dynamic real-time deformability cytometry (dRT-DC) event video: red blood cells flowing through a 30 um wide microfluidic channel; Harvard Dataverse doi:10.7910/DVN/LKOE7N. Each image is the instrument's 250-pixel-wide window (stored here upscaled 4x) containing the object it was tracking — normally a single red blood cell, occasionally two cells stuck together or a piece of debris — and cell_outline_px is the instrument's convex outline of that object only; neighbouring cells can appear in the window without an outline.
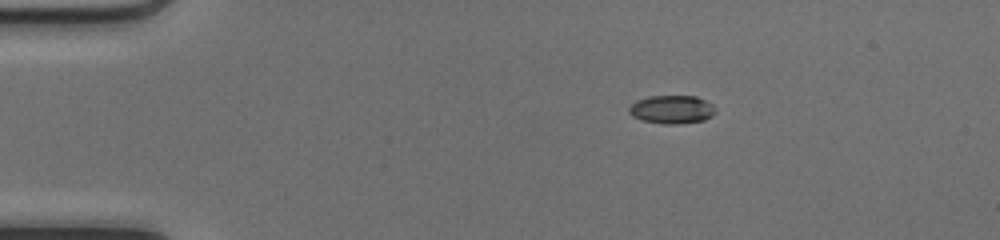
{"species": "common noctule bat (a hibernating species)", "species_latin": "Nyctalus noctula", "temperature_condition": "cold", "stored_images_in_passage": 42, "camera_frame_rate_fps": 3000, "um_per_image_px": 0.085, "animal": {"sex": "female", "body_mass_g": 17.0, "forearm_length_mm": 48.0}, "frame": {"image": 1, "passage_image": 1, "time_ms": 0.0, "image_size_px": [1000, 240], "cell_outline_px": [[716, 112], [712, 116], [704, 120], [680, 124], [664, 124], [644, 120], [632, 116], [628, 112], [628, 108], [636, 100], [648, 96], [696, 96], [712, 104]], "centroid_in_image_um": [57.1, 9.3], "position_along_channel_um": 27.9, "area_um2": 14.28}}
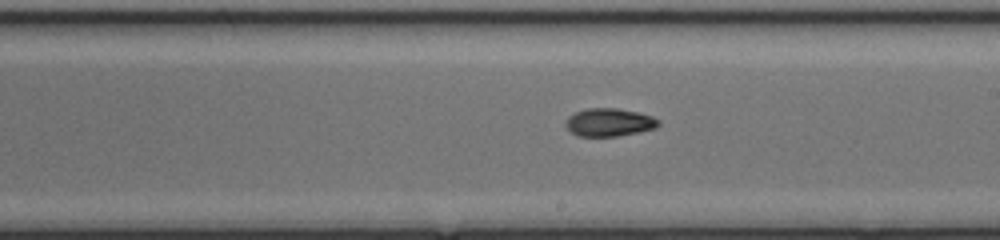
{"frame": {"image": 2, "passage_image": 21, "time_ms": 6.667, "image_size_px": [1000, 240], "cell_outline_px": [[660, 124], [656, 128], [616, 136], [580, 136], [572, 132], [564, 124], [568, 116], [576, 112], [588, 108], [616, 108], [636, 112], [652, 116], [660, 120]], "centroid_in_image_um": [51.78, 10.39], "position_along_channel_um": 237.2, "area_um2": 14.97}}
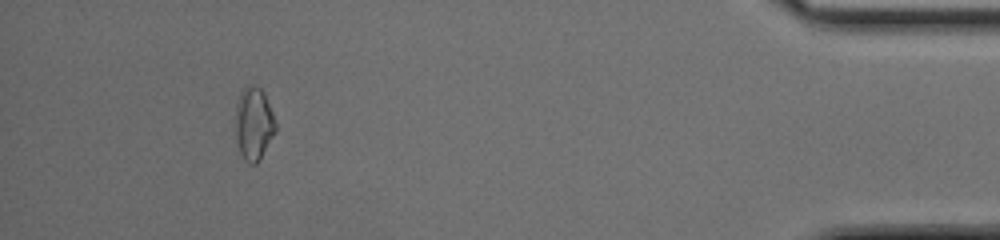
{"frame": {"image": 3, "passage_image": 38, "time_ms": 12.333, "image_size_px": [1000, 240], "cell_outline_px": [[276, 132], [260, 160], [256, 164], [248, 164], [244, 160], [240, 152], [236, 140], [236, 104], [240, 92], [248, 84], [252, 84], [260, 88], [264, 92], [272, 112], [276, 124]], "centroid_in_image_um": [21.57, 10.53], "position_along_channel_um": 413.6, "area_um2": 17.22}, "authors_computed_cell_mechanics": {"area_um2": 15.2881, "velocity_mm_per_s": 4.2049, "shape_relaxation_time_tau1_ms": 4.9509, "shape_relaxation_time_tau2_ms": null, "deformation_change_tau1": 0.1607, "deformation_change_tau2": null}}